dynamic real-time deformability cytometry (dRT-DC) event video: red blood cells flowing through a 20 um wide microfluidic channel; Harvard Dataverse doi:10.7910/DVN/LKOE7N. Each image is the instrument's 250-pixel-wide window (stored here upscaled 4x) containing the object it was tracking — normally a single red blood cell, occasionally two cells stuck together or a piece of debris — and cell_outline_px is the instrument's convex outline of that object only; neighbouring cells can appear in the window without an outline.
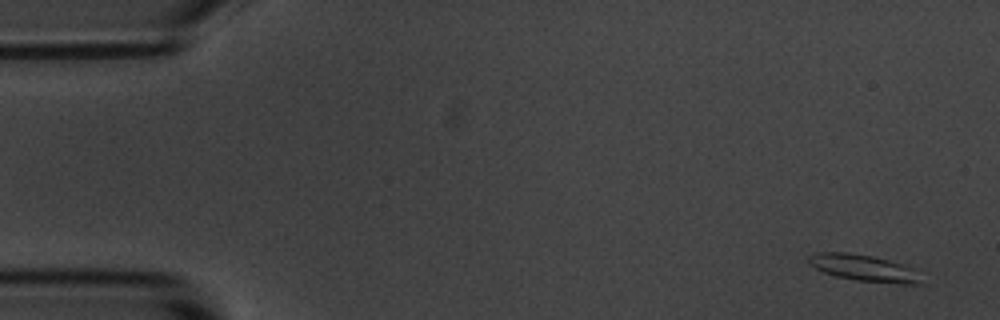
{"species": "common noctule bat (a hibernating species)", "species_latin": "Nyctalus noctula", "temperature_condition": "room temperature", "stored_images_in_passage": 5, "segment_of_instrument_passage": [1, 2], "camera_frame_rate_fps": 3000, "um_per_image_px": 0.085, "animal": {"sex": "male", "body_mass_g": 20.1, "forearm_length_mm": 53.5}, "frame": {"image": 1, "passage_image": 1, "time_ms": 0.0, "image_size_px": [1000, 320], "cell_outline_px": [[928, 284], [900, 284], [856, 280], [836, 276], [824, 272], [808, 264], [808, 256], [820, 252], [848, 252], [872, 256], [904, 264], [912, 268]], "centroid_in_image_um": [73.48, 22.79], "position_along_channel_um": 11.5, "area_um2": 17.57}}